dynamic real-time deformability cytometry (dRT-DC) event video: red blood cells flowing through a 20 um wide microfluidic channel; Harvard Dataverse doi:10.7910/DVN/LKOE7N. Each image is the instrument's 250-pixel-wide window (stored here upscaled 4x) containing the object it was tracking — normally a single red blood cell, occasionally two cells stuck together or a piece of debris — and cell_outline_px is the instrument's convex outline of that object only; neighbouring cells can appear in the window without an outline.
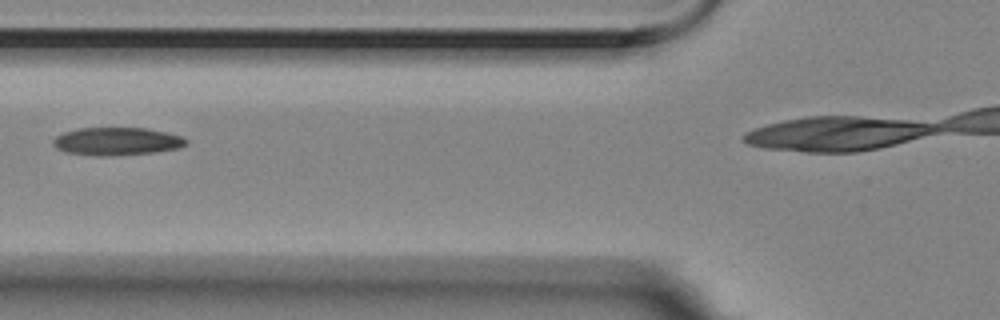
{"species": "Egyptian fruit bat (a non-hibernating species)", "species_latin": "Rousettus aegyptiacus", "temperature_condition": "room temperature", "stored_images_in_passage": 14, "camera_frame_rate_fps": 3000, "um_per_image_px": 0.085, "animal": {"sex": "female"}, "frame": {"image": 1, "passage_image": 4, "time_ms": 1.0, "image_size_px": [1000, 320], "cell_outline_px": [[188, 144], [180, 148], [156, 152], [100, 156], [96, 156], [68, 152], [56, 148], [52, 144], [52, 140], [56, 136], [64, 132], [80, 128], [148, 128], [184, 136], [188, 140]], "centroid_in_image_um": [9.98, 12.01], "position_along_channel_um": 115.8, "area_um2": 21.68}}
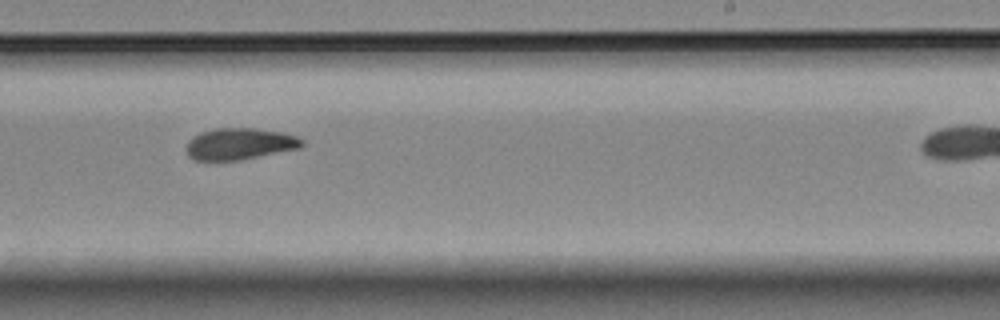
{"frame": {"image": 2, "passage_image": 8, "time_ms": 2.333, "image_size_px": [1000, 320], "cell_outline_px": [[304, 144], [300, 148], [240, 160], [192, 160], [188, 156], [184, 148], [188, 140], [192, 136], [200, 132], [212, 128], [252, 128], [280, 132], [296, 136], [304, 140]], "centroid_in_image_um": [20.31, 12.23], "position_along_channel_um": 268.7, "area_um2": 21.5}}
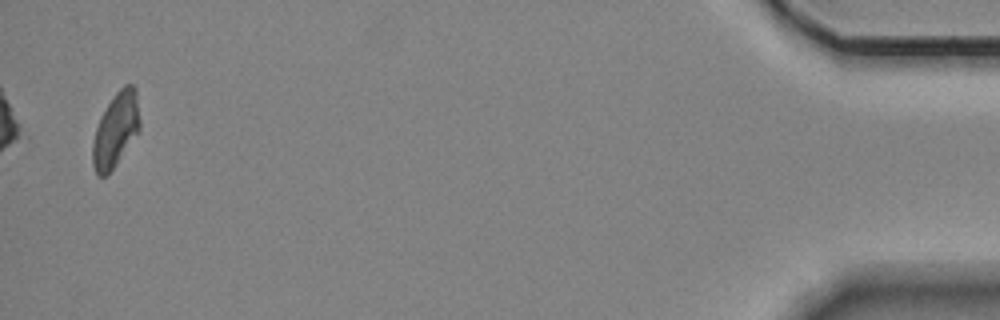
{"frame": {"image": 3, "passage_image": 14, "time_ms": 4.333, "image_size_px": [1000, 320], "cell_outline_px": [[140, 128], [108, 176], [96, 176], [92, 164], [92, 144], [96, 128], [108, 104], [116, 92], [124, 84], [132, 84], [136, 88], [140, 120]], "centroid_in_image_um": [9.83, 11.05], "position_along_channel_um": 425.4, "area_um2": 20.23}}